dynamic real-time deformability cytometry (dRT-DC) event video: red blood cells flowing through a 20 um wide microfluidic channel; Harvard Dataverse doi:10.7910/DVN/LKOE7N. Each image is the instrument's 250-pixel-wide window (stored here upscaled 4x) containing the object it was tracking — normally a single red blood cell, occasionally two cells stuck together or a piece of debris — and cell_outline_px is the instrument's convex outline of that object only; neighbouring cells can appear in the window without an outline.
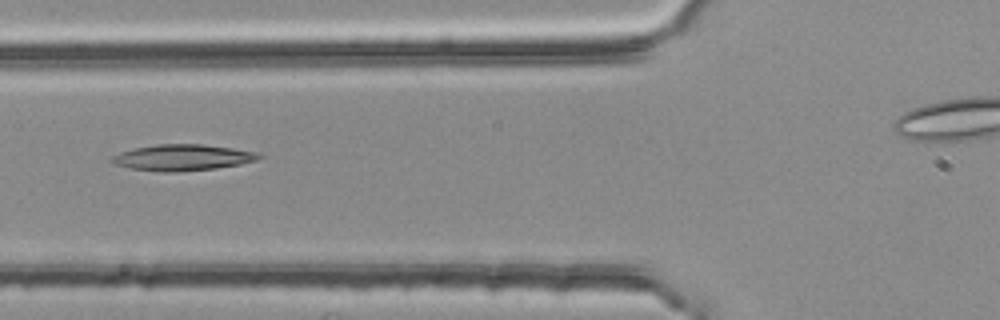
{"species": "common noctule bat (a hibernating species)", "species_latin": "Nyctalus noctula", "temperature_condition": "room temperature", "stored_images_in_passage": 4, "camera_frame_rate_fps": 3000, "um_per_image_px": 0.085, "animal": {"sex": "female", "body_mass_g": 25.1}, "frame": {"image": 1, "passage_image": 4, "time_ms": 1.0, "image_size_px": [1000, 320], "cell_outline_px": [[264, 156], [256, 160], [240, 164], [216, 168], [176, 172], [164, 172], [132, 168], [112, 164], [108, 160], [112, 156], [120, 152], [132, 148], [156, 144], [204, 144], [232, 148], [256, 152]], "centroid_in_image_um": [15.47, 13.38], "position_along_channel_um": 110.3, "area_um2": 22.48}}